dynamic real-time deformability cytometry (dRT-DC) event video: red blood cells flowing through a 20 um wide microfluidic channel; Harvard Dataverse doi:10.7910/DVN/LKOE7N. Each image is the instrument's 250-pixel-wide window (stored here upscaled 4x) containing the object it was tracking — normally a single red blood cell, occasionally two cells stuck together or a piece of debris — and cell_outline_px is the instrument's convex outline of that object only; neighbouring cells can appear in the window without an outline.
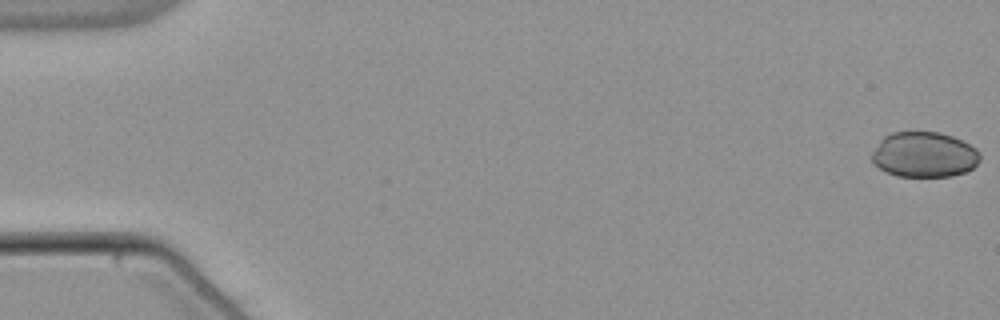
{"species": "common noctule bat (a hibernating species)", "species_latin": "Nyctalus noctula", "temperature_condition": "warm", "stored_images_in_passage": 16, "camera_frame_rate_fps": 3000, "um_per_image_px": 0.085, "animal": {"sex": "male", "body_mass_g": 21.5, "forearm_length_mm": 52.0}, "frame": {"image": 1, "passage_image": 1, "time_ms": 0.0, "image_size_px": [1000, 320], "cell_outline_px": [[980, 160], [972, 168], [964, 172], [952, 176], [896, 176], [872, 164], [872, 152], [880, 140], [884, 136], [892, 132], [940, 132], [952, 136], [976, 148], [980, 152]], "centroid_in_image_um": [78.54, 13.14], "position_along_channel_um": 6.5, "area_um2": 28.55}}
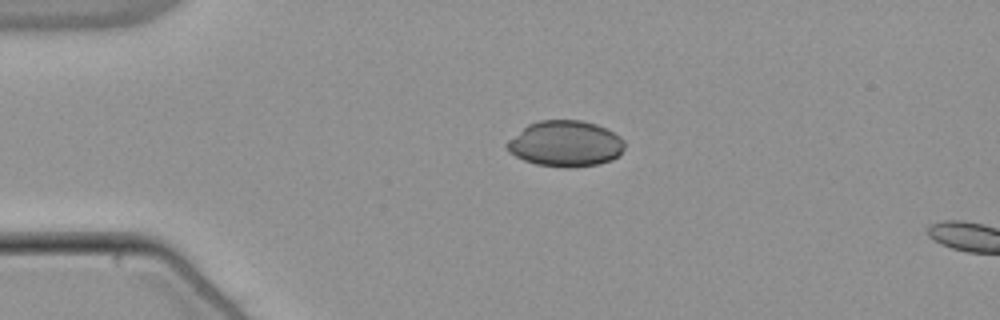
{"frame": {"image": 2, "passage_image": 13, "time_ms": 4.0, "image_size_px": [1000, 320], "cell_outline_px": [[624, 148], [620, 156], [612, 160], [596, 164], [572, 168], [568, 168], [536, 164], [524, 160], [508, 152], [504, 144], [508, 140], [528, 124], [540, 120], [580, 120], [596, 124], [620, 136], [624, 140]], "centroid_in_image_um": [48.06, 12.22], "position_along_channel_um": 36.9, "area_um2": 31.56}}